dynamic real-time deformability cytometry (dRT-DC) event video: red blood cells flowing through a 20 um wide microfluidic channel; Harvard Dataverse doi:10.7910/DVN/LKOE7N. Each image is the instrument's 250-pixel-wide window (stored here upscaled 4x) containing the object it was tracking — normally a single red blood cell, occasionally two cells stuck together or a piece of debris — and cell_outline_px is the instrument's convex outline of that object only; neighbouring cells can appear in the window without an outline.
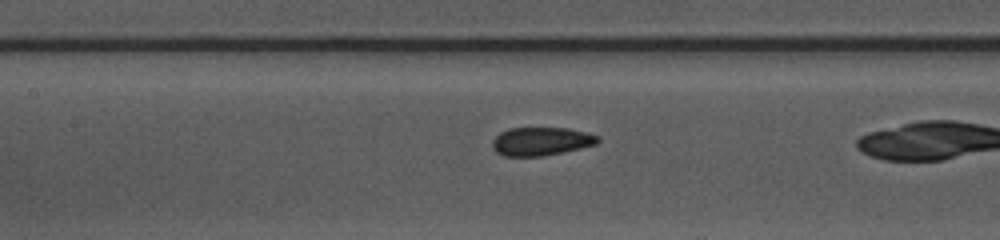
{"species": "common noctule bat (a hibernating species)", "species_latin": "Nyctalus noctula", "temperature_condition": "warm", "stored_images_in_passage": 24, "camera_frame_rate_fps": 3000, "um_per_image_px": 0.085, "animal": {"sex": "female", "body_mass_g": 10.0, "forearm_length_mm": 53.1}, "frame": {"image": 1, "passage_image": 8, "time_ms": 2.333, "image_size_px": [1000, 240], "cell_outline_px": [[600, 140], [596, 144], [564, 152], [540, 156], [504, 156], [496, 152], [492, 148], [492, 140], [500, 132], [508, 128], [568, 128], [588, 132], [600, 136]], "centroid_in_image_um": [46.0, 12.01], "position_along_channel_um": 161.4, "area_um2": 17.57}}
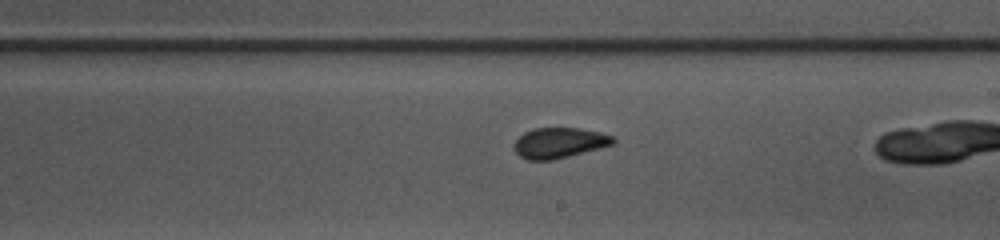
{"frame": {"image": 2, "passage_image": 14, "time_ms": 4.333, "image_size_px": [1000, 240], "cell_outline_px": [[616, 144], [552, 160], [528, 160], [520, 156], [516, 152], [512, 144], [524, 132], [532, 128], [580, 128], [600, 132], [612, 136], [616, 140]], "centroid_in_image_um": [47.54, 12.13], "position_along_channel_um": 241.5, "area_um2": 17.63}}
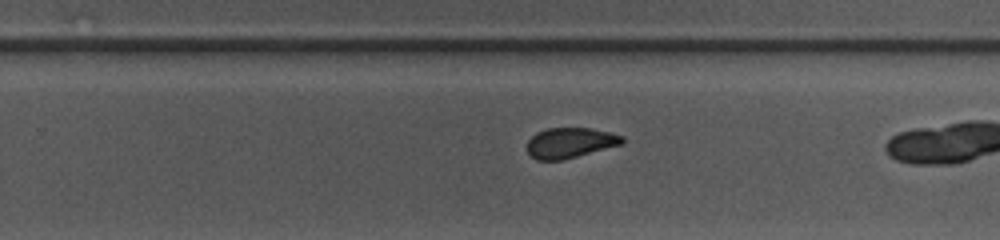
{"frame": {"image": 3, "passage_image": 17, "time_ms": 5.333, "image_size_px": [1000, 240], "cell_outline_px": [[624, 144], [564, 160], [536, 160], [528, 152], [528, 140], [536, 132], [548, 128], [588, 128], [608, 132], [624, 136]], "centroid_in_image_um": [48.48, 12.14], "position_along_channel_um": 281.3, "area_um2": 16.88}}